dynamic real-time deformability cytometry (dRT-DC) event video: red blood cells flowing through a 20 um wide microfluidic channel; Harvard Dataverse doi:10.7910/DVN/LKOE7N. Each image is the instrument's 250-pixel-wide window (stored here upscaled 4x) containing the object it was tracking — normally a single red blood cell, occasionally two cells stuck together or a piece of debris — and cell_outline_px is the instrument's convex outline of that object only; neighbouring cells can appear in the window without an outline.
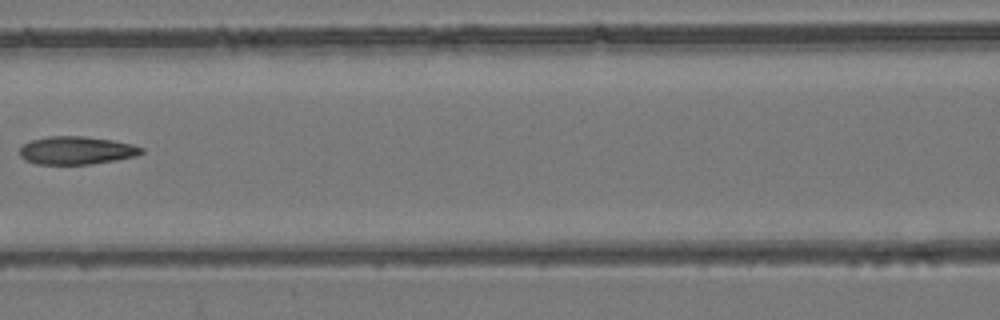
{"species": "common noctule bat (a hibernating species)", "species_latin": "Nyctalus noctula", "temperature_condition": "room temperature", "stored_images_in_passage": 8, "camera_frame_rate_fps": 3000, "um_per_image_px": 0.085, "animal": {"sex": "female", "body_mass_g": 24.6, "forearm_length_mm": 56.2}, "frame": {"image": 1, "passage_image": 8, "time_ms": 8.0, "image_size_px": [1000, 320], "cell_outline_px": [[144, 152], [136, 156], [116, 160], [92, 164], [36, 164], [24, 160], [20, 156], [20, 148], [24, 144], [32, 140], [48, 136], [84, 136], [112, 140], [132, 144], [144, 148]], "centroid_in_image_um": [6.51, 12.79], "position_along_channel_um": 160.1, "area_um2": 19.94}}